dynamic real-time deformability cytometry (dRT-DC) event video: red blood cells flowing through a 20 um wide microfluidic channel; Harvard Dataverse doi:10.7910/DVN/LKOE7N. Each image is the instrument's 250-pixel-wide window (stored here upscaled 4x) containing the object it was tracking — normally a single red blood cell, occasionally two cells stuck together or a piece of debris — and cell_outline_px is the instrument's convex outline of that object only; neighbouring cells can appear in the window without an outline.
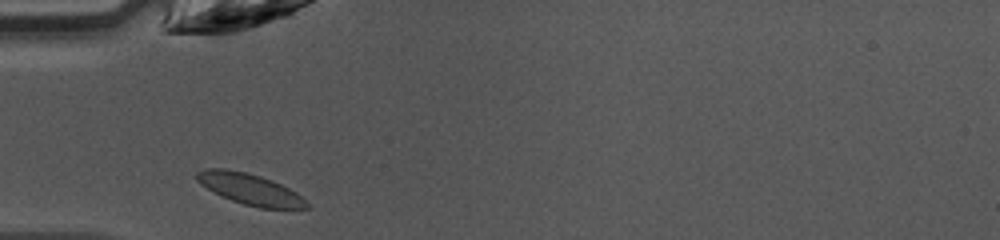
{"species": "common noctule bat (a hibernating species)", "species_latin": "Nyctalus noctula", "temperature_condition": "warm", "stored_images_in_passage": 25, "camera_frame_rate_fps": 3000, "um_per_image_px": 0.085, "animal": {"sex": "female", "body_mass_g": 10.0, "forearm_length_mm": 53.1}, "frame": {"image": 1, "passage_image": 1, "time_ms": 0.0, "image_size_px": [1000, 240], "cell_outline_px": [[308, 208], [260, 208], [244, 204], [232, 200], [200, 184], [196, 180], [196, 172], [204, 168], [228, 168], [248, 172], [272, 180], [296, 192], [308, 204]], "centroid_in_image_um": [21.21, 16.04], "position_along_channel_um": 63.8, "area_um2": 19.65}}
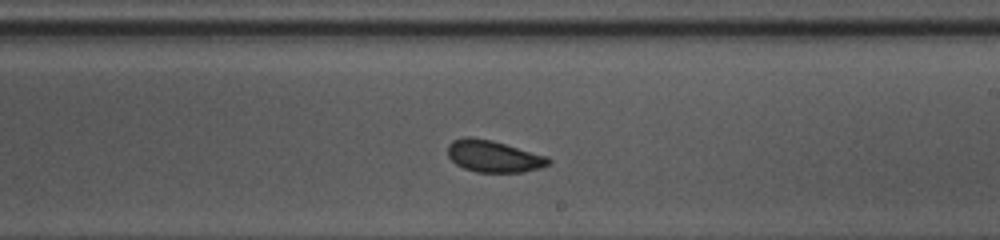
{"frame": {"image": 2, "passage_image": 14, "time_ms": 4.333, "image_size_px": [1000, 240], "cell_outline_px": [[552, 164], [540, 168], [520, 172], [476, 172], [464, 168], [456, 164], [448, 156], [448, 144], [452, 140], [464, 136], [468, 136], [492, 140], [548, 156], [552, 160]], "centroid_in_image_um": [41.97, 13.27], "position_along_channel_um": 247.0, "area_um2": 18.84}}
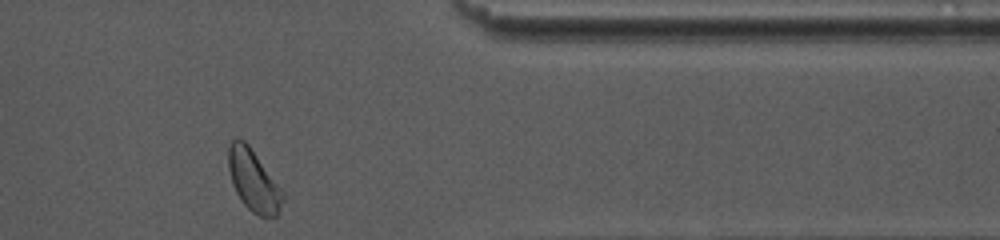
{"frame": {"image": 3, "passage_image": 25, "time_ms": 8.0, "image_size_px": [1000, 240], "cell_outline_px": [[284, 200], [276, 216], [260, 216], [252, 212], [244, 204], [236, 192], [232, 184], [228, 168], [228, 148], [232, 140], [244, 140], [248, 144], [284, 192]], "centroid_in_image_um": [21.54, 15.36], "position_along_channel_um": 389.9, "area_um2": 19.25}, "authors_computed_cell_mechanics": {"area_um2": 18.8428, "velocity_mm_per_s": 4.2605, "shape_relaxation_time_tau1_ms": 2.7048, "shape_relaxation_time_tau2_ms": null, "deformation_change_tau1": 0.0701, "deformation_change_tau2": null}}